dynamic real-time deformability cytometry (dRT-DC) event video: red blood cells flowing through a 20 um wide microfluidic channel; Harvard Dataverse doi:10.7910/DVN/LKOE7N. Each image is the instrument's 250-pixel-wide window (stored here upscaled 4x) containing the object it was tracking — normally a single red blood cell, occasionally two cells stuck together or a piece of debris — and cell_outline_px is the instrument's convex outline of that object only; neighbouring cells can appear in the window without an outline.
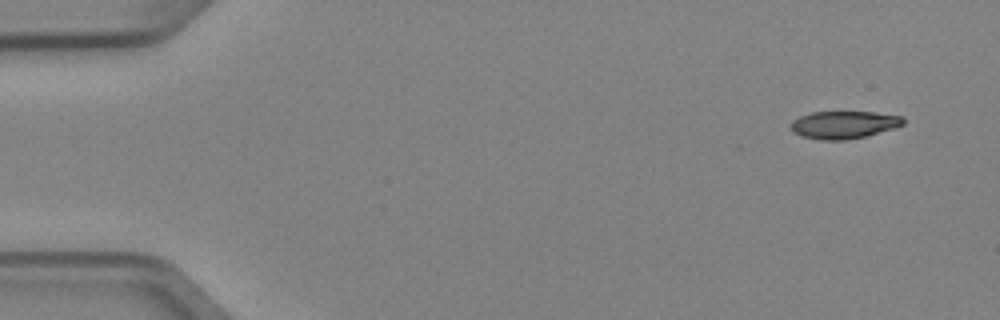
{"species": "Egyptian fruit bat (a non-hibernating species)", "species_latin": "Rousettus aegyptiacus", "temperature_condition": "cold", "stored_images_in_passage": 6, "camera_frame_rate_fps": 3000, "um_per_image_px": 0.085, "animal": {"sex": "female"}, "frame": {"image": 1, "passage_image": 6, "time_ms": 1.667, "image_size_px": [1000, 320], "cell_outline_px": [[904, 124], [896, 128], [864, 136], [844, 140], [820, 140], [800, 136], [792, 132], [792, 120], [800, 116], [812, 112], [876, 112], [904, 116]], "centroid_in_image_um": [71.74, 10.6], "position_along_channel_um": 13.3, "area_um2": 18.15}}